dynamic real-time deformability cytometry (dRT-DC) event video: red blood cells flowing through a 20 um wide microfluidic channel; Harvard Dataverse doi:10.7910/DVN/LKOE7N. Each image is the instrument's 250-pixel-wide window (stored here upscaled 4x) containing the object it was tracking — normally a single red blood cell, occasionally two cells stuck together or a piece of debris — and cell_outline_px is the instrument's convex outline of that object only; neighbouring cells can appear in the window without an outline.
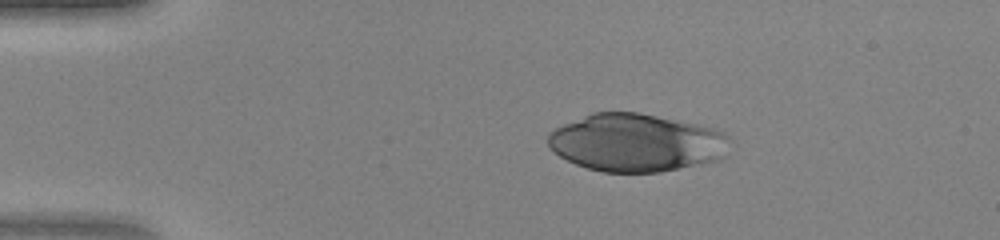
{"species": "human", "species_latin": "Homo sapiens", "temperature_condition": "warm", "stored_images_in_passage": 46, "camera_frame_rate_fps": 3000, "um_per_image_px": 0.085, "donor": {"sex": "female"}, "frame": {"image": 1, "passage_image": 9, "time_ms": 2.667, "image_size_px": [1000, 240], "cell_outline_px": [[732, 140], [724, 160], [660, 172], [604, 172], [588, 168], [576, 164], [560, 156], [548, 144], [548, 136], [556, 128], [564, 124], [592, 112], [640, 112], [716, 128], [724, 132]], "centroid_in_image_um": [54.18, 12.13], "position_along_channel_um": 30.8, "area_um2": 61.67}}